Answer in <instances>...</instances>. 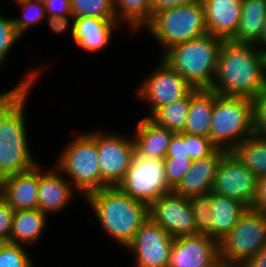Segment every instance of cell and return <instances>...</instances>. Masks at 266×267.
Wrapping results in <instances>:
<instances>
[{
	"mask_svg": "<svg viewBox=\"0 0 266 267\" xmlns=\"http://www.w3.org/2000/svg\"><path fill=\"white\" fill-rule=\"evenodd\" d=\"M40 66L29 68L20 82L0 93V180L38 164L28 141L25 108L37 79L47 69Z\"/></svg>",
	"mask_w": 266,
	"mask_h": 267,
	"instance_id": "cell-1",
	"label": "cell"
},
{
	"mask_svg": "<svg viewBox=\"0 0 266 267\" xmlns=\"http://www.w3.org/2000/svg\"><path fill=\"white\" fill-rule=\"evenodd\" d=\"M266 89V53L256 44L224 40L211 87L222 96L253 99Z\"/></svg>",
	"mask_w": 266,
	"mask_h": 267,
	"instance_id": "cell-2",
	"label": "cell"
},
{
	"mask_svg": "<svg viewBox=\"0 0 266 267\" xmlns=\"http://www.w3.org/2000/svg\"><path fill=\"white\" fill-rule=\"evenodd\" d=\"M85 201L107 237L122 248L149 219V205L132 199L118 186L95 190L84 198Z\"/></svg>",
	"mask_w": 266,
	"mask_h": 267,
	"instance_id": "cell-3",
	"label": "cell"
},
{
	"mask_svg": "<svg viewBox=\"0 0 266 267\" xmlns=\"http://www.w3.org/2000/svg\"><path fill=\"white\" fill-rule=\"evenodd\" d=\"M223 41L207 33L172 46L160 57L195 89H211Z\"/></svg>",
	"mask_w": 266,
	"mask_h": 267,
	"instance_id": "cell-4",
	"label": "cell"
},
{
	"mask_svg": "<svg viewBox=\"0 0 266 267\" xmlns=\"http://www.w3.org/2000/svg\"><path fill=\"white\" fill-rule=\"evenodd\" d=\"M80 132L59 151L54 165L84 199L89 193L101 189V173L97 130Z\"/></svg>",
	"mask_w": 266,
	"mask_h": 267,
	"instance_id": "cell-5",
	"label": "cell"
},
{
	"mask_svg": "<svg viewBox=\"0 0 266 267\" xmlns=\"http://www.w3.org/2000/svg\"><path fill=\"white\" fill-rule=\"evenodd\" d=\"M252 134V99L215 93L210 127L212 143L229 152Z\"/></svg>",
	"mask_w": 266,
	"mask_h": 267,
	"instance_id": "cell-6",
	"label": "cell"
},
{
	"mask_svg": "<svg viewBox=\"0 0 266 267\" xmlns=\"http://www.w3.org/2000/svg\"><path fill=\"white\" fill-rule=\"evenodd\" d=\"M145 28L160 45L162 55L176 44L208 33L201 1L160 12Z\"/></svg>",
	"mask_w": 266,
	"mask_h": 267,
	"instance_id": "cell-7",
	"label": "cell"
},
{
	"mask_svg": "<svg viewBox=\"0 0 266 267\" xmlns=\"http://www.w3.org/2000/svg\"><path fill=\"white\" fill-rule=\"evenodd\" d=\"M266 243V214L250 208L219 243L220 259L233 267H241Z\"/></svg>",
	"mask_w": 266,
	"mask_h": 267,
	"instance_id": "cell-8",
	"label": "cell"
},
{
	"mask_svg": "<svg viewBox=\"0 0 266 267\" xmlns=\"http://www.w3.org/2000/svg\"><path fill=\"white\" fill-rule=\"evenodd\" d=\"M154 70L137 85L136 98L148 104L150 118L159 108L185 98L194 87L161 57Z\"/></svg>",
	"mask_w": 266,
	"mask_h": 267,
	"instance_id": "cell-9",
	"label": "cell"
},
{
	"mask_svg": "<svg viewBox=\"0 0 266 267\" xmlns=\"http://www.w3.org/2000/svg\"><path fill=\"white\" fill-rule=\"evenodd\" d=\"M118 187L132 199L149 206L161 195L172 191L166 182L164 160L144 157L136 151L125 178Z\"/></svg>",
	"mask_w": 266,
	"mask_h": 267,
	"instance_id": "cell-10",
	"label": "cell"
},
{
	"mask_svg": "<svg viewBox=\"0 0 266 267\" xmlns=\"http://www.w3.org/2000/svg\"><path fill=\"white\" fill-rule=\"evenodd\" d=\"M97 150L101 173V189L118 186L135 155L132 135L107 133L97 130Z\"/></svg>",
	"mask_w": 266,
	"mask_h": 267,
	"instance_id": "cell-11",
	"label": "cell"
},
{
	"mask_svg": "<svg viewBox=\"0 0 266 267\" xmlns=\"http://www.w3.org/2000/svg\"><path fill=\"white\" fill-rule=\"evenodd\" d=\"M257 183L258 178L229 151L218 164L211 192L238 200L250 208L256 197Z\"/></svg>",
	"mask_w": 266,
	"mask_h": 267,
	"instance_id": "cell-12",
	"label": "cell"
},
{
	"mask_svg": "<svg viewBox=\"0 0 266 267\" xmlns=\"http://www.w3.org/2000/svg\"><path fill=\"white\" fill-rule=\"evenodd\" d=\"M149 218L173 238L197 235L190 198L173 191L161 195L149 206Z\"/></svg>",
	"mask_w": 266,
	"mask_h": 267,
	"instance_id": "cell-13",
	"label": "cell"
},
{
	"mask_svg": "<svg viewBox=\"0 0 266 267\" xmlns=\"http://www.w3.org/2000/svg\"><path fill=\"white\" fill-rule=\"evenodd\" d=\"M173 240L149 218L124 249L134 256L135 267H167Z\"/></svg>",
	"mask_w": 266,
	"mask_h": 267,
	"instance_id": "cell-14",
	"label": "cell"
},
{
	"mask_svg": "<svg viewBox=\"0 0 266 267\" xmlns=\"http://www.w3.org/2000/svg\"><path fill=\"white\" fill-rule=\"evenodd\" d=\"M220 259L219 243L205 235L174 238L167 267H211Z\"/></svg>",
	"mask_w": 266,
	"mask_h": 267,
	"instance_id": "cell-15",
	"label": "cell"
},
{
	"mask_svg": "<svg viewBox=\"0 0 266 267\" xmlns=\"http://www.w3.org/2000/svg\"><path fill=\"white\" fill-rule=\"evenodd\" d=\"M43 168L40 163L37 208L50 216V213L64 211L78 191L55 165Z\"/></svg>",
	"mask_w": 266,
	"mask_h": 267,
	"instance_id": "cell-16",
	"label": "cell"
},
{
	"mask_svg": "<svg viewBox=\"0 0 266 267\" xmlns=\"http://www.w3.org/2000/svg\"><path fill=\"white\" fill-rule=\"evenodd\" d=\"M39 163L33 168L0 180V196L14 209H36L38 203Z\"/></svg>",
	"mask_w": 266,
	"mask_h": 267,
	"instance_id": "cell-17",
	"label": "cell"
},
{
	"mask_svg": "<svg viewBox=\"0 0 266 267\" xmlns=\"http://www.w3.org/2000/svg\"><path fill=\"white\" fill-rule=\"evenodd\" d=\"M226 152L217 148L211 155L192 161L191 168L172 191L186 198L211 192L218 164Z\"/></svg>",
	"mask_w": 266,
	"mask_h": 267,
	"instance_id": "cell-18",
	"label": "cell"
},
{
	"mask_svg": "<svg viewBox=\"0 0 266 267\" xmlns=\"http://www.w3.org/2000/svg\"><path fill=\"white\" fill-rule=\"evenodd\" d=\"M209 34L231 40L238 29L242 0H201Z\"/></svg>",
	"mask_w": 266,
	"mask_h": 267,
	"instance_id": "cell-19",
	"label": "cell"
},
{
	"mask_svg": "<svg viewBox=\"0 0 266 267\" xmlns=\"http://www.w3.org/2000/svg\"><path fill=\"white\" fill-rule=\"evenodd\" d=\"M72 41L83 51L99 52L109 46L114 30L121 27L116 20L96 17L74 18Z\"/></svg>",
	"mask_w": 266,
	"mask_h": 267,
	"instance_id": "cell-20",
	"label": "cell"
},
{
	"mask_svg": "<svg viewBox=\"0 0 266 267\" xmlns=\"http://www.w3.org/2000/svg\"><path fill=\"white\" fill-rule=\"evenodd\" d=\"M136 124L135 132H132L135 151L144 157L164 160L174 132L147 117H142Z\"/></svg>",
	"mask_w": 266,
	"mask_h": 267,
	"instance_id": "cell-21",
	"label": "cell"
},
{
	"mask_svg": "<svg viewBox=\"0 0 266 267\" xmlns=\"http://www.w3.org/2000/svg\"><path fill=\"white\" fill-rule=\"evenodd\" d=\"M48 219V215L38 208L14 210L10 242L30 248L45 233Z\"/></svg>",
	"mask_w": 266,
	"mask_h": 267,
	"instance_id": "cell-22",
	"label": "cell"
},
{
	"mask_svg": "<svg viewBox=\"0 0 266 267\" xmlns=\"http://www.w3.org/2000/svg\"><path fill=\"white\" fill-rule=\"evenodd\" d=\"M247 209L248 207L238 200L212 193L213 216L209 218L212 238L220 243Z\"/></svg>",
	"mask_w": 266,
	"mask_h": 267,
	"instance_id": "cell-23",
	"label": "cell"
},
{
	"mask_svg": "<svg viewBox=\"0 0 266 267\" xmlns=\"http://www.w3.org/2000/svg\"><path fill=\"white\" fill-rule=\"evenodd\" d=\"M215 92L211 89H193L184 133L210 138L211 117Z\"/></svg>",
	"mask_w": 266,
	"mask_h": 267,
	"instance_id": "cell-24",
	"label": "cell"
},
{
	"mask_svg": "<svg viewBox=\"0 0 266 267\" xmlns=\"http://www.w3.org/2000/svg\"><path fill=\"white\" fill-rule=\"evenodd\" d=\"M266 0H242V12L234 43L257 44L264 29Z\"/></svg>",
	"mask_w": 266,
	"mask_h": 267,
	"instance_id": "cell-25",
	"label": "cell"
},
{
	"mask_svg": "<svg viewBox=\"0 0 266 267\" xmlns=\"http://www.w3.org/2000/svg\"><path fill=\"white\" fill-rule=\"evenodd\" d=\"M116 22L127 25L128 32L141 31L151 22V0H113ZM123 22V23H122Z\"/></svg>",
	"mask_w": 266,
	"mask_h": 267,
	"instance_id": "cell-26",
	"label": "cell"
},
{
	"mask_svg": "<svg viewBox=\"0 0 266 267\" xmlns=\"http://www.w3.org/2000/svg\"><path fill=\"white\" fill-rule=\"evenodd\" d=\"M232 152L257 178L266 176V138L252 134Z\"/></svg>",
	"mask_w": 266,
	"mask_h": 267,
	"instance_id": "cell-27",
	"label": "cell"
},
{
	"mask_svg": "<svg viewBox=\"0 0 266 267\" xmlns=\"http://www.w3.org/2000/svg\"><path fill=\"white\" fill-rule=\"evenodd\" d=\"M191 103V92L182 99L159 108L150 119L157 125L174 133H183L186 125L188 109Z\"/></svg>",
	"mask_w": 266,
	"mask_h": 267,
	"instance_id": "cell-28",
	"label": "cell"
},
{
	"mask_svg": "<svg viewBox=\"0 0 266 267\" xmlns=\"http://www.w3.org/2000/svg\"><path fill=\"white\" fill-rule=\"evenodd\" d=\"M12 1V0H11ZM22 10V16L13 17L18 34L23 38L37 24L45 22V5L38 0H13Z\"/></svg>",
	"mask_w": 266,
	"mask_h": 267,
	"instance_id": "cell-29",
	"label": "cell"
},
{
	"mask_svg": "<svg viewBox=\"0 0 266 267\" xmlns=\"http://www.w3.org/2000/svg\"><path fill=\"white\" fill-rule=\"evenodd\" d=\"M72 17L116 20L113 0H71Z\"/></svg>",
	"mask_w": 266,
	"mask_h": 267,
	"instance_id": "cell-30",
	"label": "cell"
},
{
	"mask_svg": "<svg viewBox=\"0 0 266 267\" xmlns=\"http://www.w3.org/2000/svg\"><path fill=\"white\" fill-rule=\"evenodd\" d=\"M195 219L197 235H205L212 238V228L209 218L213 216L212 192L200 194L190 198Z\"/></svg>",
	"mask_w": 266,
	"mask_h": 267,
	"instance_id": "cell-31",
	"label": "cell"
},
{
	"mask_svg": "<svg viewBox=\"0 0 266 267\" xmlns=\"http://www.w3.org/2000/svg\"><path fill=\"white\" fill-rule=\"evenodd\" d=\"M26 247L12 242L0 243V267H33L34 260Z\"/></svg>",
	"mask_w": 266,
	"mask_h": 267,
	"instance_id": "cell-32",
	"label": "cell"
},
{
	"mask_svg": "<svg viewBox=\"0 0 266 267\" xmlns=\"http://www.w3.org/2000/svg\"><path fill=\"white\" fill-rule=\"evenodd\" d=\"M20 39L22 37L18 34L13 19L0 14V69Z\"/></svg>",
	"mask_w": 266,
	"mask_h": 267,
	"instance_id": "cell-33",
	"label": "cell"
},
{
	"mask_svg": "<svg viewBox=\"0 0 266 267\" xmlns=\"http://www.w3.org/2000/svg\"><path fill=\"white\" fill-rule=\"evenodd\" d=\"M191 159H164L166 182L173 190L191 168Z\"/></svg>",
	"mask_w": 266,
	"mask_h": 267,
	"instance_id": "cell-34",
	"label": "cell"
},
{
	"mask_svg": "<svg viewBox=\"0 0 266 267\" xmlns=\"http://www.w3.org/2000/svg\"><path fill=\"white\" fill-rule=\"evenodd\" d=\"M253 134L266 138V89L252 99Z\"/></svg>",
	"mask_w": 266,
	"mask_h": 267,
	"instance_id": "cell-35",
	"label": "cell"
},
{
	"mask_svg": "<svg viewBox=\"0 0 266 267\" xmlns=\"http://www.w3.org/2000/svg\"><path fill=\"white\" fill-rule=\"evenodd\" d=\"M216 149L210 138L189 134V157L192 161L207 157Z\"/></svg>",
	"mask_w": 266,
	"mask_h": 267,
	"instance_id": "cell-36",
	"label": "cell"
},
{
	"mask_svg": "<svg viewBox=\"0 0 266 267\" xmlns=\"http://www.w3.org/2000/svg\"><path fill=\"white\" fill-rule=\"evenodd\" d=\"M165 159H190L189 134L174 133L168 146Z\"/></svg>",
	"mask_w": 266,
	"mask_h": 267,
	"instance_id": "cell-37",
	"label": "cell"
},
{
	"mask_svg": "<svg viewBox=\"0 0 266 267\" xmlns=\"http://www.w3.org/2000/svg\"><path fill=\"white\" fill-rule=\"evenodd\" d=\"M14 209L0 196V243L10 242Z\"/></svg>",
	"mask_w": 266,
	"mask_h": 267,
	"instance_id": "cell-38",
	"label": "cell"
},
{
	"mask_svg": "<svg viewBox=\"0 0 266 267\" xmlns=\"http://www.w3.org/2000/svg\"><path fill=\"white\" fill-rule=\"evenodd\" d=\"M44 5L46 17H72L71 0H48Z\"/></svg>",
	"mask_w": 266,
	"mask_h": 267,
	"instance_id": "cell-39",
	"label": "cell"
},
{
	"mask_svg": "<svg viewBox=\"0 0 266 267\" xmlns=\"http://www.w3.org/2000/svg\"><path fill=\"white\" fill-rule=\"evenodd\" d=\"M45 21H47L48 27L52 29L53 33L63 34L70 29L69 32L71 38H73V17H46Z\"/></svg>",
	"mask_w": 266,
	"mask_h": 267,
	"instance_id": "cell-40",
	"label": "cell"
},
{
	"mask_svg": "<svg viewBox=\"0 0 266 267\" xmlns=\"http://www.w3.org/2000/svg\"><path fill=\"white\" fill-rule=\"evenodd\" d=\"M199 1L201 0H151V19L154 15L165 10Z\"/></svg>",
	"mask_w": 266,
	"mask_h": 267,
	"instance_id": "cell-41",
	"label": "cell"
},
{
	"mask_svg": "<svg viewBox=\"0 0 266 267\" xmlns=\"http://www.w3.org/2000/svg\"><path fill=\"white\" fill-rule=\"evenodd\" d=\"M250 209L266 214V176L258 178L256 197Z\"/></svg>",
	"mask_w": 266,
	"mask_h": 267,
	"instance_id": "cell-42",
	"label": "cell"
},
{
	"mask_svg": "<svg viewBox=\"0 0 266 267\" xmlns=\"http://www.w3.org/2000/svg\"><path fill=\"white\" fill-rule=\"evenodd\" d=\"M241 267H266V243L256 255L251 257Z\"/></svg>",
	"mask_w": 266,
	"mask_h": 267,
	"instance_id": "cell-43",
	"label": "cell"
},
{
	"mask_svg": "<svg viewBox=\"0 0 266 267\" xmlns=\"http://www.w3.org/2000/svg\"><path fill=\"white\" fill-rule=\"evenodd\" d=\"M256 46L264 53H266V19L263 32Z\"/></svg>",
	"mask_w": 266,
	"mask_h": 267,
	"instance_id": "cell-44",
	"label": "cell"
},
{
	"mask_svg": "<svg viewBox=\"0 0 266 267\" xmlns=\"http://www.w3.org/2000/svg\"><path fill=\"white\" fill-rule=\"evenodd\" d=\"M211 267H233L230 266L229 264H226L225 262H223L221 259H219L214 265H212Z\"/></svg>",
	"mask_w": 266,
	"mask_h": 267,
	"instance_id": "cell-45",
	"label": "cell"
},
{
	"mask_svg": "<svg viewBox=\"0 0 266 267\" xmlns=\"http://www.w3.org/2000/svg\"><path fill=\"white\" fill-rule=\"evenodd\" d=\"M40 3L45 4L48 0H38Z\"/></svg>",
	"mask_w": 266,
	"mask_h": 267,
	"instance_id": "cell-46",
	"label": "cell"
}]
</instances>
